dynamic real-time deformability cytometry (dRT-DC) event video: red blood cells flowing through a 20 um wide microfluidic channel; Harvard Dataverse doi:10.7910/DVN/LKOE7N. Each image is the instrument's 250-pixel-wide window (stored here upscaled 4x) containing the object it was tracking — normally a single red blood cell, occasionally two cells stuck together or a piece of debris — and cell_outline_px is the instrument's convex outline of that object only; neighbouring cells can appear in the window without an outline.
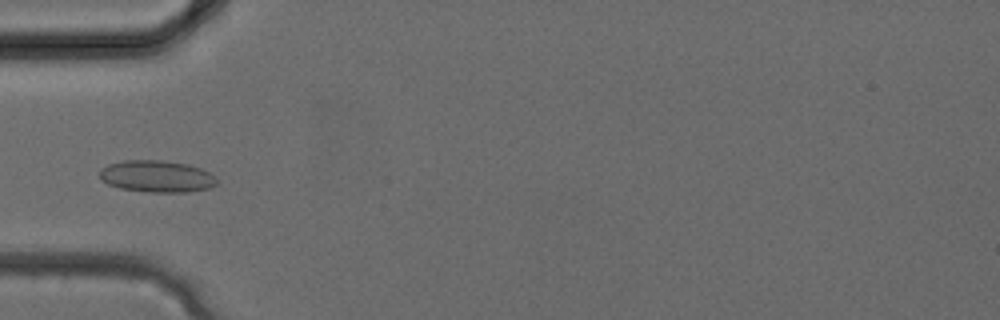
{"species": "common noctule bat (a hibernating species)", "species_latin": "Nyctalus noctula", "temperature_condition": "cold", "stored_images_in_passage": 32, "camera_frame_rate_fps": 3000, "um_per_image_px": 0.085, "animal": {"sex": "female", "body_mass_g": 24.6, "forearm_length_mm": 56.2}, "frame": {"image": 1, "passage_image": 10, "time_ms": 3.0, "image_size_px": [1000, 320], "cell_outline_px": [[220, 184], [208, 188], [188, 192], [148, 192], [120, 188], [108, 184], [100, 180], [100, 168], [108, 164], [124, 160], [160, 160], [188, 164], [200, 168], [208, 172]], "centroid_in_image_um": [13.3, 14.99], "position_along_channel_um": 71.7, "area_um2": 21.79}}
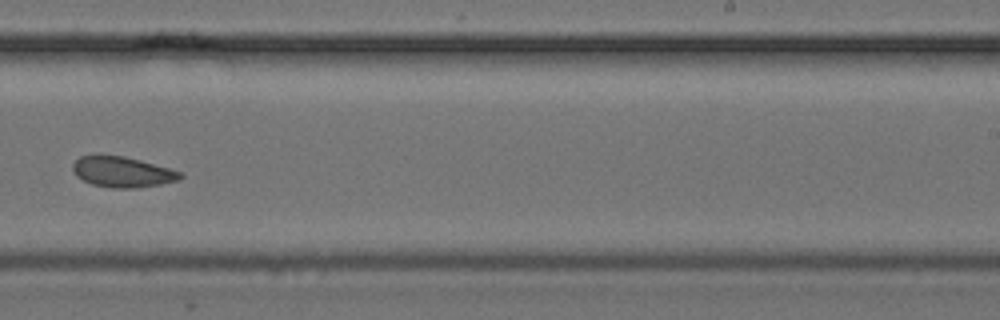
{"frame": {"image": 2, "passage_image": 20, "time_ms": 6.333, "image_size_px": [1000, 320], "cell_outline_px": [[184, 176], [180, 180], [160, 184], [136, 188], [112, 188], [92, 184], [76, 176], [72, 172], [72, 164], [80, 156], [100, 152], [124, 156], [140, 160], [184, 172]], "centroid_in_image_um": [10.38, 14.58], "position_along_channel_um": 278.6, "area_um2": 19.77}}
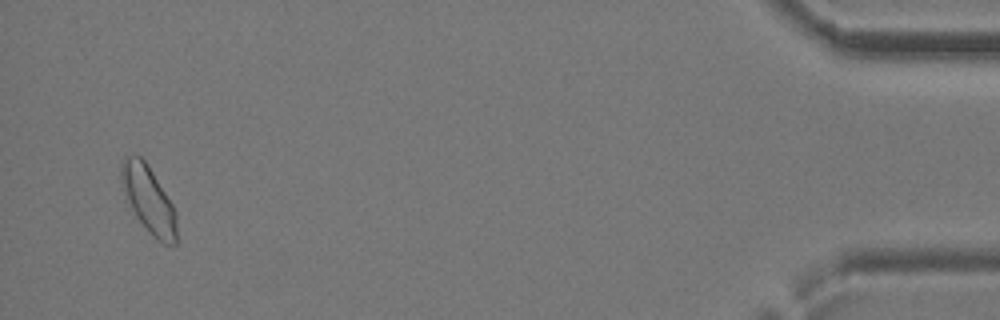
{"frame": {"image": 3, "passage_image": 31, "time_ms": 10.0, "image_size_px": [1000, 320], "cell_outline_px": [[176, 244], [164, 244], [156, 240], [148, 232], [136, 216], [128, 200], [120, 180], [120, 164], [128, 156], [140, 156], [148, 164], [172, 204], [176, 212]], "centroid_in_image_um": [12.64, 16.97], "position_along_channel_um": 422.6, "area_um2": 21.27}}